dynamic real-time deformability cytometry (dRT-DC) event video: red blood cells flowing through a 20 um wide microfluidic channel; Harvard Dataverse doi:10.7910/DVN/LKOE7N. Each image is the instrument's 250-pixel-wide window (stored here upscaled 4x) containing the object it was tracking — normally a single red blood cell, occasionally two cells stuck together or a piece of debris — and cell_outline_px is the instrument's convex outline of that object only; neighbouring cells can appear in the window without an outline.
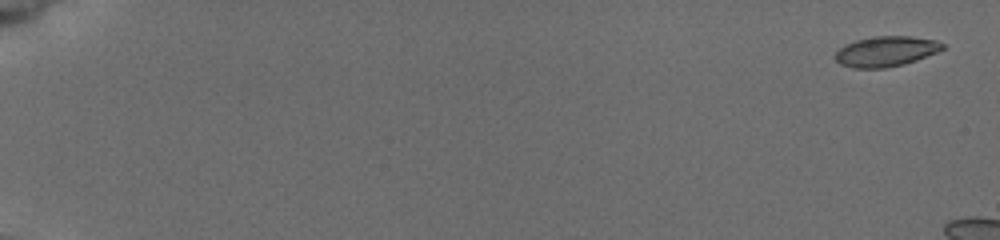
{"species": "common noctule bat (a hibernating species)", "species_latin": "Nyctalus noctula", "temperature_condition": "cold", "stored_images_in_passage": 5, "camera_frame_rate_fps": 3000, "um_per_image_px": 0.085, "animal": {"sex": "female", "body_mass_g": 19.5, "forearm_length_mm": 54.1}, "frame": {"image": 1, "passage_image": 1, "time_ms": 0.0, "image_size_px": [1000, 240], "cell_outline_px": [[944, 48], [936, 52], [916, 60], [904, 64], [884, 68], [852, 68], [840, 64], [836, 60], [836, 52], [840, 48], [856, 40], [876, 36], [912, 36], [936, 40], [944, 44]], "centroid_in_image_um": [75.31, 4.37], "position_along_channel_um": 9.7, "area_um2": 18.73}}